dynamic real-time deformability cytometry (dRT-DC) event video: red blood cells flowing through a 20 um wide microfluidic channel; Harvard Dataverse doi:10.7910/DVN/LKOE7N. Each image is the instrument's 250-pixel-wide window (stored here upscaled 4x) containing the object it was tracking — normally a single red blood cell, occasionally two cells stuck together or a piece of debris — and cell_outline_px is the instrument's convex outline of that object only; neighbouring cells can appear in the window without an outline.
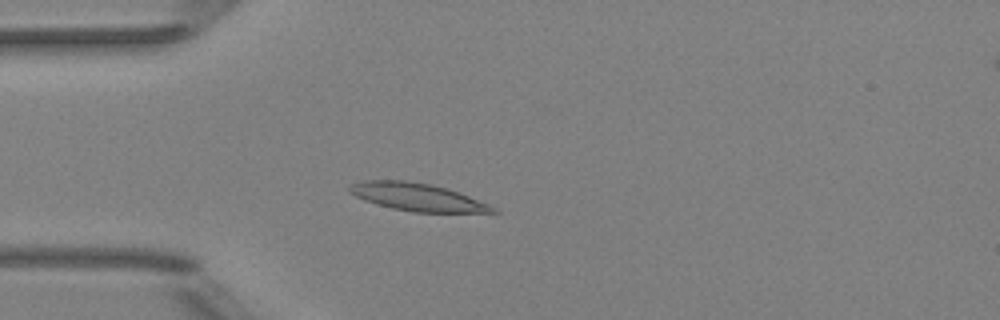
{"species": "Egyptian fruit bat (a non-hibernating species)", "species_latin": "Rousettus aegyptiacus", "temperature_condition": "room temperature", "stored_images_in_passage": 4, "camera_frame_rate_fps": 3000, "um_per_image_px": 0.085, "animal": {"sex": "female"}, "frame": {"image": 1, "passage_image": 4, "time_ms": 4.333, "image_size_px": [1000, 320], "cell_outline_px": [[500, 212], [412, 212], [392, 208], [376, 204], [364, 200], [356, 196], [348, 188], [352, 184], [364, 180], [408, 180], [432, 184], [448, 188], [488, 204], [496, 208]], "centroid_in_image_um": [35.47, 16.74], "position_along_channel_um": 49.5, "area_um2": 22.95}}